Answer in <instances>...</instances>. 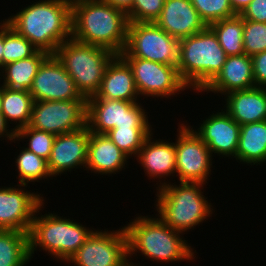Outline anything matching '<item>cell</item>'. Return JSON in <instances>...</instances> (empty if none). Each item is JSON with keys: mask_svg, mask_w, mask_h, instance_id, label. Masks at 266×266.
<instances>
[{"mask_svg": "<svg viewBox=\"0 0 266 266\" xmlns=\"http://www.w3.org/2000/svg\"><path fill=\"white\" fill-rule=\"evenodd\" d=\"M127 14L100 0H71V37L119 55L127 44Z\"/></svg>", "mask_w": 266, "mask_h": 266, "instance_id": "cell-1", "label": "cell"}, {"mask_svg": "<svg viewBox=\"0 0 266 266\" xmlns=\"http://www.w3.org/2000/svg\"><path fill=\"white\" fill-rule=\"evenodd\" d=\"M6 20L38 50L55 54L71 38V0H39Z\"/></svg>", "mask_w": 266, "mask_h": 266, "instance_id": "cell-2", "label": "cell"}, {"mask_svg": "<svg viewBox=\"0 0 266 266\" xmlns=\"http://www.w3.org/2000/svg\"><path fill=\"white\" fill-rule=\"evenodd\" d=\"M132 220L124 226L130 260L137 252L153 262L191 261L195 258L194 249L183 239V234L173 230L159 216L141 215Z\"/></svg>", "mask_w": 266, "mask_h": 266, "instance_id": "cell-3", "label": "cell"}, {"mask_svg": "<svg viewBox=\"0 0 266 266\" xmlns=\"http://www.w3.org/2000/svg\"><path fill=\"white\" fill-rule=\"evenodd\" d=\"M156 188L158 216L173 230L184 233L212 216L213 207L203 195L204 184L179 182V185L159 181ZM202 188V189H201ZM212 207V208H211Z\"/></svg>", "mask_w": 266, "mask_h": 266, "instance_id": "cell-4", "label": "cell"}, {"mask_svg": "<svg viewBox=\"0 0 266 266\" xmlns=\"http://www.w3.org/2000/svg\"><path fill=\"white\" fill-rule=\"evenodd\" d=\"M227 55L213 30H204L180 39L178 73L182 81L194 91L202 90L222 70Z\"/></svg>", "mask_w": 266, "mask_h": 266, "instance_id": "cell-5", "label": "cell"}, {"mask_svg": "<svg viewBox=\"0 0 266 266\" xmlns=\"http://www.w3.org/2000/svg\"><path fill=\"white\" fill-rule=\"evenodd\" d=\"M44 202L37 208L29 231V256L32 259L37 248L63 262L85 243L93 230L58 214L39 215ZM38 213V214H37ZM38 216V217H37ZM74 221V222H73Z\"/></svg>", "mask_w": 266, "mask_h": 266, "instance_id": "cell-6", "label": "cell"}, {"mask_svg": "<svg viewBox=\"0 0 266 266\" xmlns=\"http://www.w3.org/2000/svg\"><path fill=\"white\" fill-rule=\"evenodd\" d=\"M55 55L86 99L98 93L106 68L116 56L106 48L82 43L72 37L57 48Z\"/></svg>", "mask_w": 266, "mask_h": 266, "instance_id": "cell-7", "label": "cell"}, {"mask_svg": "<svg viewBox=\"0 0 266 266\" xmlns=\"http://www.w3.org/2000/svg\"><path fill=\"white\" fill-rule=\"evenodd\" d=\"M180 40L155 22H129L127 44L120 56H133L177 67Z\"/></svg>", "mask_w": 266, "mask_h": 266, "instance_id": "cell-8", "label": "cell"}, {"mask_svg": "<svg viewBox=\"0 0 266 266\" xmlns=\"http://www.w3.org/2000/svg\"><path fill=\"white\" fill-rule=\"evenodd\" d=\"M143 108L138 101L110 100L95 95L87 99L86 126L96 134H106L114 128H152Z\"/></svg>", "mask_w": 266, "mask_h": 266, "instance_id": "cell-9", "label": "cell"}, {"mask_svg": "<svg viewBox=\"0 0 266 266\" xmlns=\"http://www.w3.org/2000/svg\"><path fill=\"white\" fill-rule=\"evenodd\" d=\"M127 258V236L122 227L116 231L94 230L66 263L75 266H137Z\"/></svg>", "mask_w": 266, "mask_h": 266, "instance_id": "cell-10", "label": "cell"}, {"mask_svg": "<svg viewBox=\"0 0 266 266\" xmlns=\"http://www.w3.org/2000/svg\"><path fill=\"white\" fill-rule=\"evenodd\" d=\"M87 99L34 101L29 126L60 135L86 126Z\"/></svg>", "mask_w": 266, "mask_h": 266, "instance_id": "cell-11", "label": "cell"}, {"mask_svg": "<svg viewBox=\"0 0 266 266\" xmlns=\"http://www.w3.org/2000/svg\"><path fill=\"white\" fill-rule=\"evenodd\" d=\"M187 125L182 123L177 129L176 175L180 182L206 185L211 173L212 154L207 145L194 133L193 127Z\"/></svg>", "mask_w": 266, "mask_h": 266, "instance_id": "cell-12", "label": "cell"}, {"mask_svg": "<svg viewBox=\"0 0 266 266\" xmlns=\"http://www.w3.org/2000/svg\"><path fill=\"white\" fill-rule=\"evenodd\" d=\"M130 66L136 89L141 96L170 98L189 89L182 81L178 69L172 65H165L133 56H121ZM180 92V93H179Z\"/></svg>", "mask_w": 266, "mask_h": 266, "instance_id": "cell-13", "label": "cell"}, {"mask_svg": "<svg viewBox=\"0 0 266 266\" xmlns=\"http://www.w3.org/2000/svg\"><path fill=\"white\" fill-rule=\"evenodd\" d=\"M29 93L34 101L86 99L55 54H50L43 61Z\"/></svg>", "mask_w": 266, "mask_h": 266, "instance_id": "cell-14", "label": "cell"}, {"mask_svg": "<svg viewBox=\"0 0 266 266\" xmlns=\"http://www.w3.org/2000/svg\"><path fill=\"white\" fill-rule=\"evenodd\" d=\"M17 186L0 188V229L29 233L34 214L45 200L26 190L27 185Z\"/></svg>", "mask_w": 266, "mask_h": 266, "instance_id": "cell-15", "label": "cell"}, {"mask_svg": "<svg viewBox=\"0 0 266 266\" xmlns=\"http://www.w3.org/2000/svg\"><path fill=\"white\" fill-rule=\"evenodd\" d=\"M194 133L207 145L211 154L236 159L240 125L223 109L210 114Z\"/></svg>", "mask_w": 266, "mask_h": 266, "instance_id": "cell-16", "label": "cell"}, {"mask_svg": "<svg viewBox=\"0 0 266 266\" xmlns=\"http://www.w3.org/2000/svg\"><path fill=\"white\" fill-rule=\"evenodd\" d=\"M90 131L87 126L71 132L56 135L48 168L52 177L74 168H86Z\"/></svg>", "mask_w": 266, "mask_h": 266, "instance_id": "cell-17", "label": "cell"}, {"mask_svg": "<svg viewBox=\"0 0 266 266\" xmlns=\"http://www.w3.org/2000/svg\"><path fill=\"white\" fill-rule=\"evenodd\" d=\"M155 23L179 40L207 27L191 0H165L161 15Z\"/></svg>", "mask_w": 266, "mask_h": 266, "instance_id": "cell-18", "label": "cell"}, {"mask_svg": "<svg viewBox=\"0 0 266 266\" xmlns=\"http://www.w3.org/2000/svg\"><path fill=\"white\" fill-rule=\"evenodd\" d=\"M255 87L252 60L246 54L227 56L222 70L202 90L203 92L227 95L233 91H240Z\"/></svg>", "mask_w": 266, "mask_h": 266, "instance_id": "cell-19", "label": "cell"}, {"mask_svg": "<svg viewBox=\"0 0 266 266\" xmlns=\"http://www.w3.org/2000/svg\"><path fill=\"white\" fill-rule=\"evenodd\" d=\"M151 133L144 141L137 154V162L141 163L145 175L150 179L166 178L176 173L175 143L165 140H155ZM153 139V140H152ZM166 176V177H164Z\"/></svg>", "mask_w": 266, "mask_h": 266, "instance_id": "cell-20", "label": "cell"}, {"mask_svg": "<svg viewBox=\"0 0 266 266\" xmlns=\"http://www.w3.org/2000/svg\"><path fill=\"white\" fill-rule=\"evenodd\" d=\"M129 158L106 134L90 132L85 170L109 176L125 169Z\"/></svg>", "mask_w": 266, "mask_h": 266, "instance_id": "cell-21", "label": "cell"}, {"mask_svg": "<svg viewBox=\"0 0 266 266\" xmlns=\"http://www.w3.org/2000/svg\"><path fill=\"white\" fill-rule=\"evenodd\" d=\"M96 96L125 101H137L140 98L132 70L120 55H116L108 64Z\"/></svg>", "mask_w": 266, "mask_h": 266, "instance_id": "cell-22", "label": "cell"}, {"mask_svg": "<svg viewBox=\"0 0 266 266\" xmlns=\"http://www.w3.org/2000/svg\"><path fill=\"white\" fill-rule=\"evenodd\" d=\"M225 111L241 126L266 121V87L233 91L225 96Z\"/></svg>", "mask_w": 266, "mask_h": 266, "instance_id": "cell-23", "label": "cell"}, {"mask_svg": "<svg viewBox=\"0 0 266 266\" xmlns=\"http://www.w3.org/2000/svg\"><path fill=\"white\" fill-rule=\"evenodd\" d=\"M236 160L250 165L266 162V121L240 126Z\"/></svg>", "mask_w": 266, "mask_h": 266, "instance_id": "cell-24", "label": "cell"}, {"mask_svg": "<svg viewBox=\"0 0 266 266\" xmlns=\"http://www.w3.org/2000/svg\"><path fill=\"white\" fill-rule=\"evenodd\" d=\"M49 55L47 52L38 50L29 58L7 63L0 72V76H3L4 81L0 86L12 90L29 91L41 64Z\"/></svg>", "mask_w": 266, "mask_h": 266, "instance_id": "cell-25", "label": "cell"}, {"mask_svg": "<svg viewBox=\"0 0 266 266\" xmlns=\"http://www.w3.org/2000/svg\"><path fill=\"white\" fill-rule=\"evenodd\" d=\"M33 104L34 99L29 91L1 86V113L8 124L16 122L15 131L29 125Z\"/></svg>", "mask_w": 266, "mask_h": 266, "instance_id": "cell-26", "label": "cell"}, {"mask_svg": "<svg viewBox=\"0 0 266 266\" xmlns=\"http://www.w3.org/2000/svg\"><path fill=\"white\" fill-rule=\"evenodd\" d=\"M29 260V234L0 229V266H25Z\"/></svg>", "mask_w": 266, "mask_h": 266, "instance_id": "cell-27", "label": "cell"}, {"mask_svg": "<svg viewBox=\"0 0 266 266\" xmlns=\"http://www.w3.org/2000/svg\"><path fill=\"white\" fill-rule=\"evenodd\" d=\"M209 27L216 34L220 46L227 56L244 53L243 30L244 19L240 15L211 23Z\"/></svg>", "mask_w": 266, "mask_h": 266, "instance_id": "cell-28", "label": "cell"}, {"mask_svg": "<svg viewBox=\"0 0 266 266\" xmlns=\"http://www.w3.org/2000/svg\"><path fill=\"white\" fill-rule=\"evenodd\" d=\"M23 149L20 154L15 158V163L18 170L19 185H27L28 182H40L39 180L51 178L48 168V161L37 156L35 153Z\"/></svg>", "mask_w": 266, "mask_h": 266, "instance_id": "cell-29", "label": "cell"}, {"mask_svg": "<svg viewBox=\"0 0 266 266\" xmlns=\"http://www.w3.org/2000/svg\"><path fill=\"white\" fill-rule=\"evenodd\" d=\"M38 49L24 36L19 35L5 19L3 66L7 63L33 56Z\"/></svg>", "mask_w": 266, "mask_h": 266, "instance_id": "cell-30", "label": "cell"}, {"mask_svg": "<svg viewBox=\"0 0 266 266\" xmlns=\"http://www.w3.org/2000/svg\"><path fill=\"white\" fill-rule=\"evenodd\" d=\"M152 128H114L106 135L129 157H136L145 139L152 133Z\"/></svg>", "mask_w": 266, "mask_h": 266, "instance_id": "cell-31", "label": "cell"}, {"mask_svg": "<svg viewBox=\"0 0 266 266\" xmlns=\"http://www.w3.org/2000/svg\"><path fill=\"white\" fill-rule=\"evenodd\" d=\"M29 137V138H28ZM56 135L34 129L29 125L23 128H20L15 133V139L17 141L23 139H28L29 141L28 147H24L27 150L35 153L37 156L49 160L51 155V150L53 147V143L55 140Z\"/></svg>", "mask_w": 266, "mask_h": 266, "instance_id": "cell-32", "label": "cell"}, {"mask_svg": "<svg viewBox=\"0 0 266 266\" xmlns=\"http://www.w3.org/2000/svg\"><path fill=\"white\" fill-rule=\"evenodd\" d=\"M191 3L207 26L237 15L231 7L230 0H191Z\"/></svg>", "mask_w": 266, "mask_h": 266, "instance_id": "cell-33", "label": "cell"}, {"mask_svg": "<svg viewBox=\"0 0 266 266\" xmlns=\"http://www.w3.org/2000/svg\"><path fill=\"white\" fill-rule=\"evenodd\" d=\"M243 45L250 57L266 51V23L244 20Z\"/></svg>", "mask_w": 266, "mask_h": 266, "instance_id": "cell-34", "label": "cell"}, {"mask_svg": "<svg viewBox=\"0 0 266 266\" xmlns=\"http://www.w3.org/2000/svg\"><path fill=\"white\" fill-rule=\"evenodd\" d=\"M165 0H134L127 14L129 22H155L161 15Z\"/></svg>", "mask_w": 266, "mask_h": 266, "instance_id": "cell-35", "label": "cell"}, {"mask_svg": "<svg viewBox=\"0 0 266 266\" xmlns=\"http://www.w3.org/2000/svg\"><path fill=\"white\" fill-rule=\"evenodd\" d=\"M240 16L244 20L266 23V0H252Z\"/></svg>", "mask_w": 266, "mask_h": 266, "instance_id": "cell-36", "label": "cell"}, {"mask_svg": "<svg viewBox=\"0 0 266 266\" xmlns=\"http://www.w3.org/2000/svg\"><path fill=\"white\" fill-rule=\"evenodd\" d=\"M253 76L256 87L266 86V51L255 54L251 57Z\"/></svg>", "mask_w": 266, "mask_h": 266, "instance_id": "cell-37", "label": "cell"}, {"mask_svg": "<svg viewBox=\"0 0 266 266\" xmlns=\"http://www.w3.org/2000/svg\"><path fill=\"white\" fill-rule=\"evenodd\" d=\"M9 127H11V126L8 125V123L5 120V117L3 116L2 113H0V138L3 137V139H4V137H5V138H7V140H10L11 142L15 143L16 131L14 130V128L9 129Z\"/></svg>", "mask_w": 266, "mask_h": 266, "instance_id": "cell-38", "label": "cell"}, {"mask_svg": "<svg viewBox=\"0 0 266 266\" xmlns=\"http://www.w3.org/2000/svg\"><path fill=\"white\" fill-rule=\"evenodd\" d=\"M104 3L110 4L116 9L122 10L128 14L132 10L134 0H100Z\"/></svg>", "mask_w": 266, "mask_h": 266, "instance_id": "cell-39", "label": "cell"}, {"mask_svg": "<svg viewBox=\"0 0 266 266\" xmlns=\"http://www.w3.org/2000/svg\"><path fill=\"white\" fill-rule=\"evenodd\" d=\"M252 0H230L231 7L237 15H240L241 12L251 3Z\"/></svg>", "mask_w": 266, "mask_h": 266, "instance_id": "cell-40", "label": "cell"}, {"mask_svg": "<svg viewBox=\"0 0 266 266\" xmlns=\"http://www.w3.org/2000/svg\"><path fill=\"white\" fill-rule=\"evenodd\" d=\"M4 20L0 23V70L3 68Z\"/></svg>", "mask_w": 266, "mask_h": 266, "instance_id": "cell-41", "label": "cell"}, {"mask_svg": "<svg viewBox=\"0 0 266 266\" xmlns=\"http://www.w3.org/2000/svg\"><path fill=\"white\" fill-rule=\"evenodd\" d=\"M0 113H1V87H0Z\"/></svg>", "mask_w": 266, "mask_h": 266, "instance_id": "cell-42", "label": "cell"}]
</instances>
